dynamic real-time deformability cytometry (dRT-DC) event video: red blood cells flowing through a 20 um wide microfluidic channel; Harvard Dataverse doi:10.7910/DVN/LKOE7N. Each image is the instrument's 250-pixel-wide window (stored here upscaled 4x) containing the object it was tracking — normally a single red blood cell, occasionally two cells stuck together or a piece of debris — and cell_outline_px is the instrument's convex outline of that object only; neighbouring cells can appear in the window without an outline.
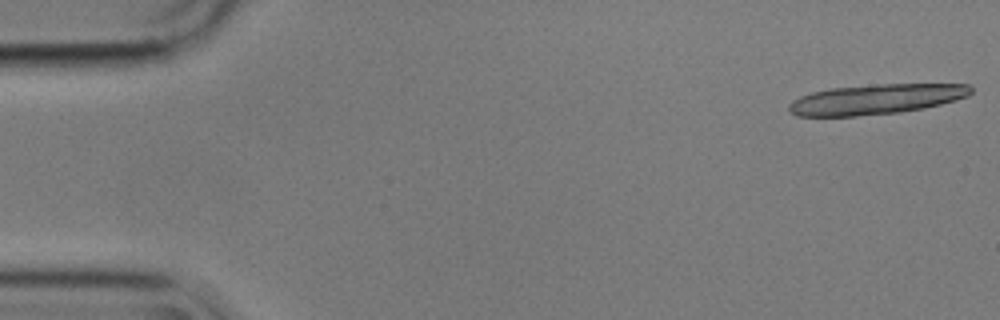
{"species": "common noctule bat (a hibernating species)", "species_latin": "Nyctalus noctula", "temperature_condition": "cold", "stored_images_in_passage": 6, "camera_frame_rate_fps": 3000, "um_per_image_px": 0.085, "animal": {"sex": "male", "body_mass_g": 17.9}, "frame": {"image": 1, "passage_image": 1, "time_ms": 0.0, "image_size_px": [1000, 320], "cell_outline_px": [[972, 92], [968, 96], [956, 100], [924, 108], [900, 112], [856, 116], [796, 116], [788, 108], [788, 104], [792, 100], [800, 96], [812, 92], [832, 88], [880, 84], [972, 84]], "centroid_in_image_um": [74.48, 8.43], "position_along_channel_um": 10.5, "area_um2": 31.91}}